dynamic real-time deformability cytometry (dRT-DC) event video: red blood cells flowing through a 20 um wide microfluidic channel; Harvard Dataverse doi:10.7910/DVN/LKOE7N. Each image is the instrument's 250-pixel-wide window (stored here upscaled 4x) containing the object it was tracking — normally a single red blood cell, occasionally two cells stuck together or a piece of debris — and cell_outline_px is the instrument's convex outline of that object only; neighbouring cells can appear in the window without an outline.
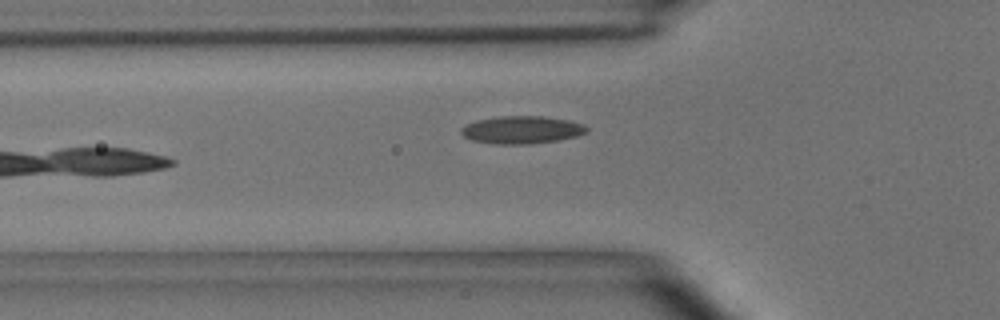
{"species": "common noctule bat (a hibernating species)", "species_latin": "Nyctalus noctula", "temperature_condition": "room temperature", "stored_images_in_passage": 6, "camera_frame_rate_fps": 3000, "um_per_image_px": 0.085, "animal": {"sex": "male", "body_mass_g": 15.6}, "frame": {"image": 1, "passage_image": 5, "time_ms": 5.667, "image_size_px": [1000, 320], "cell_outline_px": [[588, 132], [576, 136], [556, 140], [532, 144], [496, 144], [472, 140], [464, 136], [460, 132], [460, 128], [464, 124], [476, 120], [500, 116], [544, 116], [568, 120], [584, 124], [588, 128]], "centroid_in_image_um": [44.33, 11.03], "position_along_channel_um": 81.5, "area_um2": 20.35}}
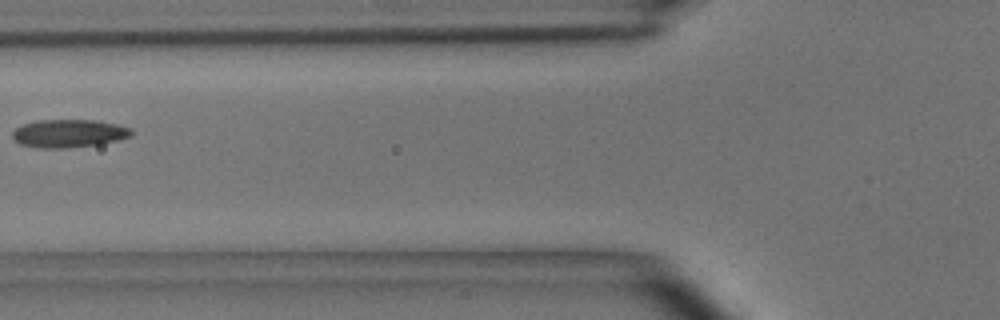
{"frame": {"image": 2, "passage_image": 6, "time_ms": 6.667, "image_size_px": [1000, 320], "cell_outline_px": [[132, 136], [120, 140], [100, 144], [64, 148], [40, 148], [20, 144], [12, 136], [12, 132], [16, 128], [24, 124], [40, 120], [96, 120], [116, 124], [132, 128]], "centroid_in_image_um": [5.89, 11.34], "position_along_channel_um": 119.9, "area_um2": 19.42}}